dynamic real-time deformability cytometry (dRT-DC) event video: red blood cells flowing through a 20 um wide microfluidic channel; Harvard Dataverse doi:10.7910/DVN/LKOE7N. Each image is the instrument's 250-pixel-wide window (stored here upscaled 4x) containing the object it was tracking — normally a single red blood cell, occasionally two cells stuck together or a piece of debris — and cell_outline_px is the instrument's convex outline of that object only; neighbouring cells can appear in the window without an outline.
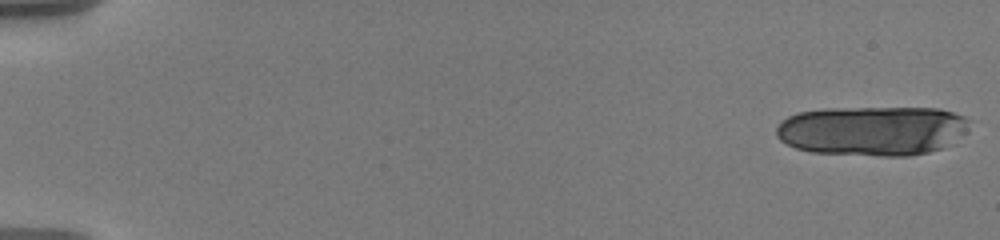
{"species": "human", "species_latin": "Homo sapiens", "temperature_condition": "warm", "stored_images_in_passage": 19, "camera_frame_rate_fps": 3000, "um_per_image_px": 0.085, "donor": {"sex": "male"}, "frame": {"image": 1, "passage_image": 1, "time_ms": 0.0, "image_size_px": [1000, 240], "cell_outline_px": [[968, 132], [944, 148], [928, 152], [908, 156], [880, 156], [812, 152], [796, 148], [780, 140], [776, 136], [776, 128], [788, 116], [800, 112], [824, 108], [940, 108], [964, 116], [968, 120]], "centroid_in_image_um": [74.18, 11.11], "position_along_channel_um": 10.8, "area_um2": 56.18}}